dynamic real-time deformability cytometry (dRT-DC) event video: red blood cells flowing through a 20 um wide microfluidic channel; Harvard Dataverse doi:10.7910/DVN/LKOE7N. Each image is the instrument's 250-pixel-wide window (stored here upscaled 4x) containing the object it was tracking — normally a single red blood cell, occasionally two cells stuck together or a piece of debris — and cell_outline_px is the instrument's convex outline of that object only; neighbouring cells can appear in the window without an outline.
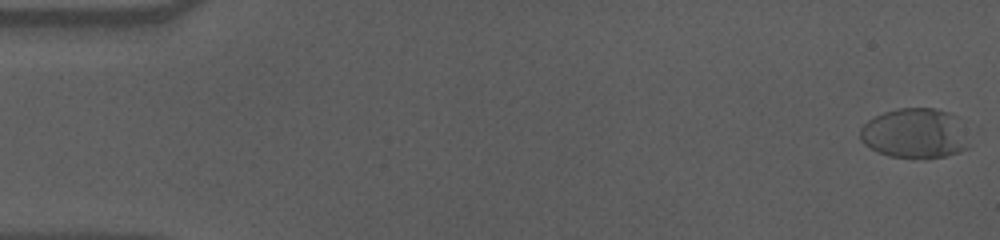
{"species": "human", "species_latin": "Homo sapiens", "temperature_condition": "cold", "stored_images_in_passage": 58, "camera_frame_rate_fps": 3000, "um_per_image_px": 0.085, "donor": {"sex": "male"}, "frame": {"image": 1, "passage_image": 1, "time_ms": 0.0, "image_size_px": [1000, 240], "cell_outline_px": [[968, 148], [960, 152], [944, 156], [888, 156], [876, 152], [864, 144], [860, 140], [860, 128], [868, 120], [884, 112], [900, 108], [936, 108], [948, 112], [956, 116]], "centroid_in_image_um": [77.69, 11.31], "position_along_channel_um": 7.3, "area_um2": 30.92}}
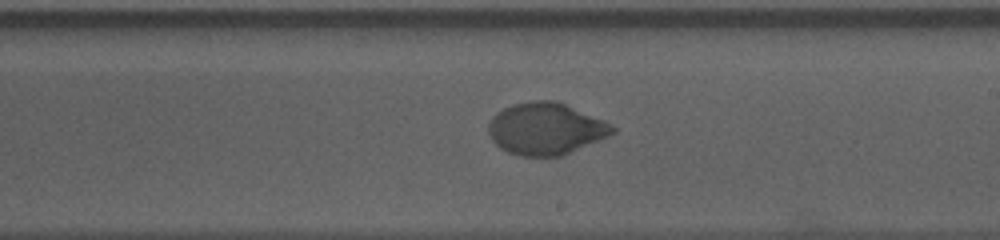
{"frame": {"image": 2, "passage_image": 34, "time_ms": 11.0, "image_size_px": [1000, 240], "cell_outline_px": [[616, 132], [608, 136], [564, 156], [520, 156], [508, 152], [500, 148], [492, 140], [488, 132], [488, 124], [492, 116], [496, 112], [512, 104], [532, 100], [556, 100], [604, 120], [612, 124], [616, 128]], "centroid_in_image_um": [46.39, 10.94], "position_along_channel_um": 242.6, "area_um2": 37.86}}
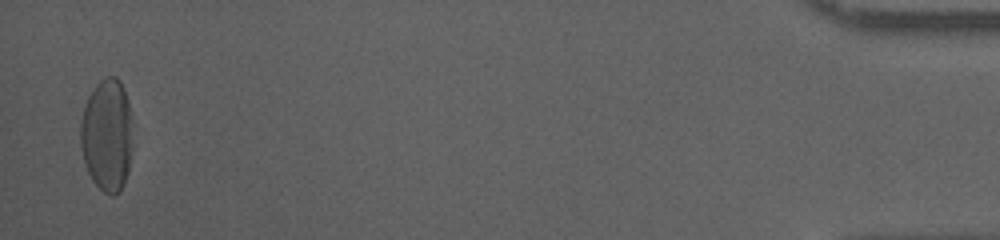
{"frame": {"image": 3, "passage_image": 57, "time_ms": 18.667, "image_size_px": [1000, 240], "cell_outline_px": [[132, 148], [128, 172], [124, 184], [120, 192], [112, 196], [104, 192], [92, 180], [88, 172], [84, 160], [80, 144], [80, 120], [84, 104], [88, 96], [96, 84], [100, 80], [108, 76], [116, 76], [120, 80], [124, 88], [128, 100]], "centroid_in_image_um": [9.08, 11.48], "position_along_channel_um": 426.1, "area_um2": 34.45}, "authors_computed_cell_mechanics": {"area_um2": 36.0961, "velocity_mm_per_s": 3.5444, "shape_relaxation_time_tau1_ms": 4.6998, "shape_relaxation_time_tau2_ms": 1.0252, "deformation_change_tau1": 0.1854, "deformation_change_tau2": 0.0328}}